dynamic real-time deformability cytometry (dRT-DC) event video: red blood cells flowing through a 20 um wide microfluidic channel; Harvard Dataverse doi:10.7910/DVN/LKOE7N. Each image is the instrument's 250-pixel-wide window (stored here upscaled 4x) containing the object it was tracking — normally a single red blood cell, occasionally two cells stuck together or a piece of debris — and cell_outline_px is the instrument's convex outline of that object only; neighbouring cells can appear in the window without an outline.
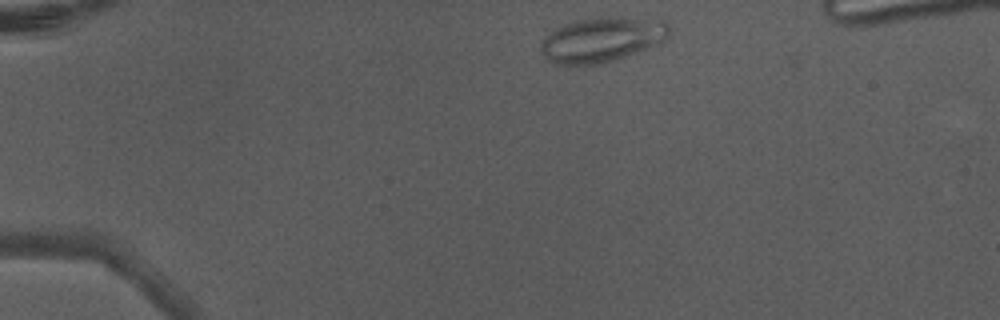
{"species": "Egyptian fruit bat (a non-hibernating species)", "species_latin": "Rousettus aegyptiacus", "temperature_condition": "warm", "stored_images_in_passage": 3, "camera_frame_rate_fps": 3000, "um_per_image_px": 0.085, "animal": {"sex": "male"}, "frame": {"image": 1, "passage_image": 1, "time_ms": 0.0, "image_size_px": [1000, 320], "cell_outline_px": [[668, 32], [664, 40], [656, 44], [616, 60], [604, 64], [572, 68], [556, 64], [548, 60], [540, 48], [540, 44], [544, 36], [548, 32], [560, 24], [572, 20], [660, 16], [668, 24]], "centroid_in_image_um": [51.11, 3.39], "position_along_channel_um": 33.9, "area_um2": 34.39}}